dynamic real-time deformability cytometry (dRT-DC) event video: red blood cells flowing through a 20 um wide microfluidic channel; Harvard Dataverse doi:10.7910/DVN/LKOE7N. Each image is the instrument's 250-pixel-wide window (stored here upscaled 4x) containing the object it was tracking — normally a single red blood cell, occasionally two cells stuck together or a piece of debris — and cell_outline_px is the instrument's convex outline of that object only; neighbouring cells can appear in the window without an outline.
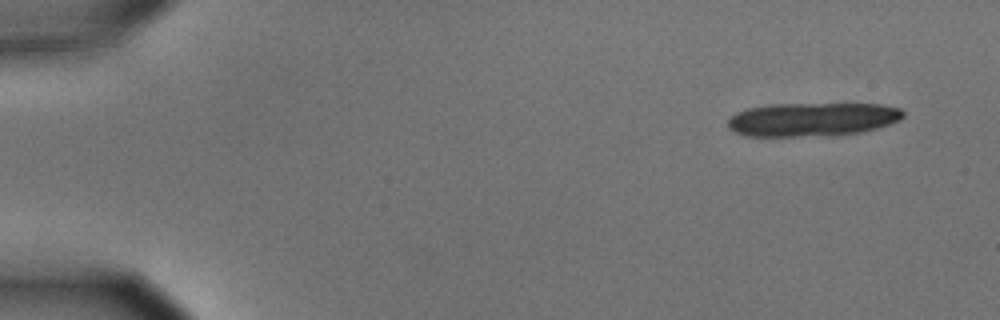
{"species": "common noctule bat (a hibernating species)", "species_latin": "Nyctalus noctula", "temperature_condition": "cold", "stored_images_in_passage": 5, "camera_frame_rate_fps": 3000, "um_per_image_px": 0.085, "animal": {"sex": "male", "body_mass_g": 15.6}, "frame": {"image": 1, "passage_image": 1, "time_ms": 0.0, "image_size_px": [1000, 320], "cell_outline_px": [[904, 116], [900, 120], [876, 128], [860, 132], [796, 136], [744, 136], [732, 132], [728, 128], [728, 120], [736, 112], [748, 108], [768, 104], [880, 104], [900, 108], [904, 112]], "centroid_in_image_um": [68.99, 10.13], "position_along_channel_um": 16.0, "area_um2": 34.16}}
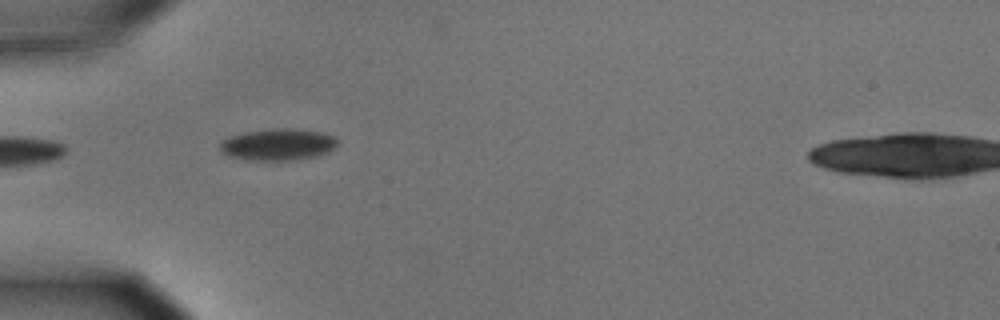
{"frame": {"image": 2, "passage_image": 5, "time_ms": 1.333, "image_size_px": [1000, 320], "cell_outline_px": [[336, 144], [328, 152], [320, 156], [296, 160], [244, 160], [232, 156], [224, 152], [220, 148], [220, 144], [224, 140], [232, 136], [248, 132], [280, 128], [288, 128], [320, 132], [332, 136], [336, 140]], "centroid_in_image_um": [23.66, 12.3], "position_along_channel_um": 61.3, "area_um2": 21.21}}